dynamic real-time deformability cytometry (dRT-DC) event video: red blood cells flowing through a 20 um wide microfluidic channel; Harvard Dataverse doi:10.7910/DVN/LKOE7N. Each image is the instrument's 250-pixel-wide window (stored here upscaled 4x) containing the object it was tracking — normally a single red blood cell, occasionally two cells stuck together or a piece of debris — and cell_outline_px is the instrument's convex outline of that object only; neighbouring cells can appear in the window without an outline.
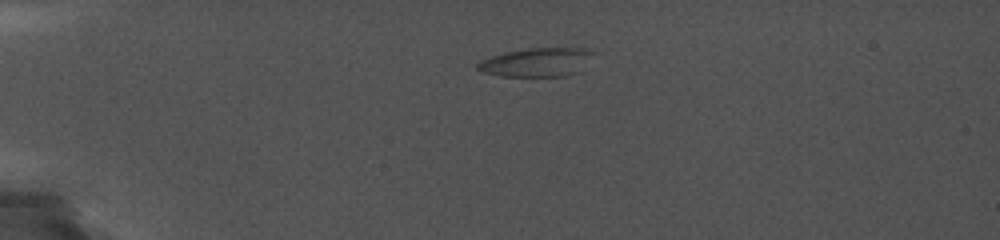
{"species": "common noctule bat (a hibernating species)", "species_latin": "Nyctalus noctula", "temperature_condition": "cold", "stored_images_in_passage": 4, "camera_frame_rate_fps": 5000, "um_per_image_px": 0.085, "animal": {"sex": "female", "body_mass_g": 19.0, "forearm_length_mm": 56.7}, "frame": {"image": 1, "passage_image": 1, "time_ms": 0.0, "image_size_px": [1000, 240], "cell_outline_px": [[592, 52], [580, 72], [568, 76], [500, 76], [480, 72], [476, 68], [476, 64], [492, 56], [508, 52], [536, 48], [568, 48]], "centroid_in_image_um": [45.55, 5.33], "position_along_channel_um": 39.4, "area_um2": 18.79}}